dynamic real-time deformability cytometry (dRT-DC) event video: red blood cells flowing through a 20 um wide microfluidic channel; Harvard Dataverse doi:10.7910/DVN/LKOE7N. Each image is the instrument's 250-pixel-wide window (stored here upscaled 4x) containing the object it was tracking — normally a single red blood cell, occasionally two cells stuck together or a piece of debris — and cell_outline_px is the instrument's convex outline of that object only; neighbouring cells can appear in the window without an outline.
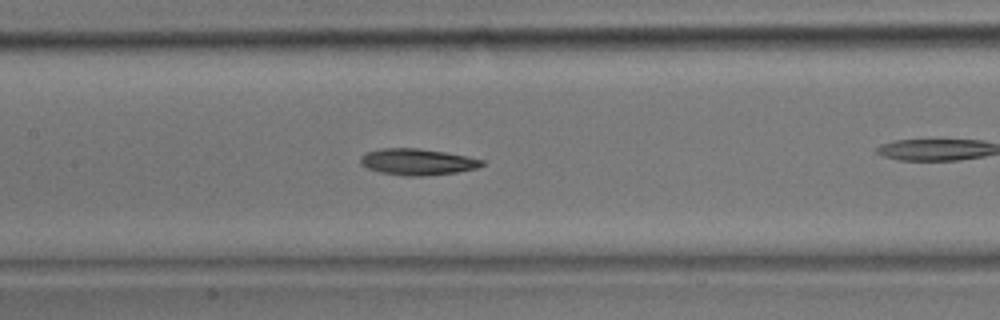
{"species": "common noctule bat (a hibernating species)", "species_latin": "Nyctalus noctula", "temperature_condition": "room temperature", "stored_images_in_passage": 26, "camera_frame_rate_fps": 3000, "um_per_image_px": 0.085, "animal": {"sex": "male", "body_mass_g": 17.9}, "frame": {"image": 1, "passage_image": 15, "time_ms": 4.667, "image_size_px": [1000, 320], "cell_outline_px": [[484, 164], [476, 168], [456, 172], [424, 176], [404, 176], [380, 172], [368, 168], [360, 164], [360, 156], [364, 152], [380, 148], [416, 148], [444, 152], [484, 160]], "centroid_in_image_um": [35.41, 13.75], "position_along_channel_um": 172.0, "area_um2": 18.61}}